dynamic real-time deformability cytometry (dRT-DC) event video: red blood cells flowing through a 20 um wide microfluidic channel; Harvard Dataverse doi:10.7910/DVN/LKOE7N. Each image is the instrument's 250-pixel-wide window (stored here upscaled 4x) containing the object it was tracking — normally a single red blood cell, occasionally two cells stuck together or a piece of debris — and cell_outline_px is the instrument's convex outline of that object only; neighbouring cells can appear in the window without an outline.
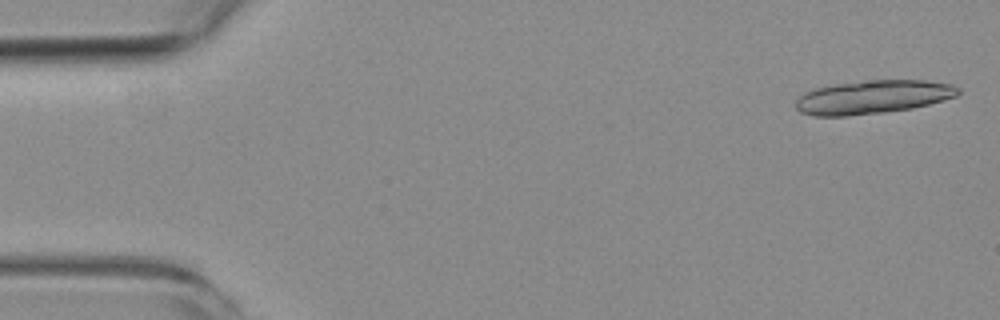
{"species": "common noctule bat (a hibernating species)", "species_latin": "Nyctalus noctula", "temperature_condition": "room temperature", "stored_images_in_passage": 4, "camera_frame_rate_fps": 3000, "um_per_image_px": 0.085, "animal": {"sex": "female", "body_mass_g": 19.3, "forearm_length_mm": 54.1}, "frame": {"image": 1, "passage_image": 1, "time_ms": 0.0, "image_size_px": [1000, 320], "cell_outline_px": [[960, 92], [956, 96], [928, 104], [912, 108], [884, 112], [848, 116], [816, 116], [800, 112], [796, 108], [796, 100], [804, 92], [816, 88], [832, 84], [872, 80], [924, 80], [952, 84], [960, 88]], "centroid_in_image_um": [74.18, 8.24], "position_along_channel_um": 10.8, "area_um2": 31.67}}